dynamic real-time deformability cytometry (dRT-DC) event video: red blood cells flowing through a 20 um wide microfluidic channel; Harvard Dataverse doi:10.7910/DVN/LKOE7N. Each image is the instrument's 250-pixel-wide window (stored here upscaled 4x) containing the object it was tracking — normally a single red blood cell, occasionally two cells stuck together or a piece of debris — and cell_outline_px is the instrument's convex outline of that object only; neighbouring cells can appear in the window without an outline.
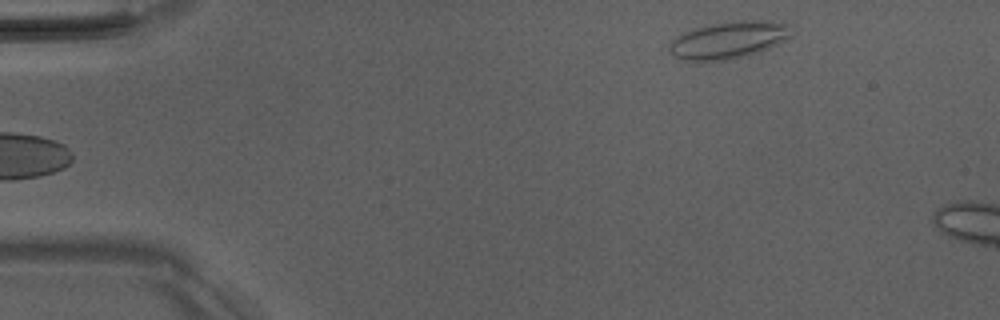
{"species": "Egyptian fruit bat (a non-hibernating species)", "species_latin": "Rousettus aegyptiacus", "temperature_condition": "room temperature", "stored_images_in_passage": 4, "camera_frame_rate_fps": 3000, "um_per_image_px": 0.085, "animal": {"sex": "male"}, "frame": {"image": 1, "passage_image": 4, "time_ms": 4.0, "image_size_px": [1000, 320], "cell_outline_px": [[792, 36], [768, 48], [748, 56], [724, 60], [680, 60], [672, 56], [668, 52], [668, 48], [672, 40], [676, 36], [692, 28], [712, 24], [740, 20], [772, 20], [792, 24]], "centroid_in_image_um": [61.95, 3.38], "position_along_channel_um": 23.1, "area_um2": 26.76}}